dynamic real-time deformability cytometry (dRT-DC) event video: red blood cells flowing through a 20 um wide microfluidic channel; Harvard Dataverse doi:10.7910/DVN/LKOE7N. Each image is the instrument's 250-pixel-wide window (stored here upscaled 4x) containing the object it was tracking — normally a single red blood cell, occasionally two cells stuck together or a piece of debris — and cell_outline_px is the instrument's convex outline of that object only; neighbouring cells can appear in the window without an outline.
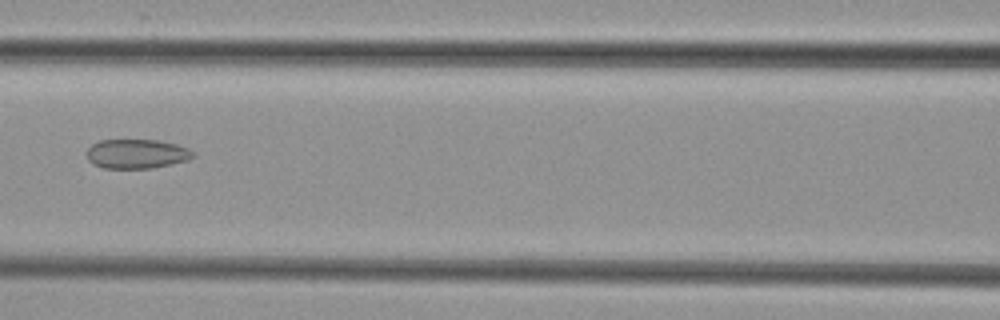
{"species": "common noctule bat (a hibernating species)", "species_latin": "Nyctalus noctula", "temperature_condition": "cold", "stored_images_in_passage": 6, "camera_frame_rate_fps": 3000, "um_per_image_px": 0.085, "animal": {"sex": "female", "body_mass_g": 29.2, "forearm_length_mm": 56.3}, "frame": {"image": 1, "passage_image": 6, "time_ms": 6.667, "image_size_px": [1000, 320], "cell_outline_px": [[196, 156], [188, 160], [152, 168], [104, 168], [92, 164], [88, 160], [88, 148], [92, 144], [100, 140], [160, 140], [176, 144], [188, 148], [196, 152]], "centroid_in_image_um": [11.65, 13.07], "position_along_channel_um": 154.9, "area_um2": 18.26}}